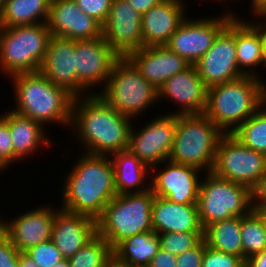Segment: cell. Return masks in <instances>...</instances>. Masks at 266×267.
Segmentation results:
<instances>
[{"instance_id": "cell-28", "label": "cell", "mask_w": 266, "mask_h": 267, "mask_svg": "<svg viewBox=\"0 0 266 267\" xmlns=\"http://www.w3.org/2000/svg\"><path fill=\"white\" fill-rule=\"evenodd\" d=\"M159 248L158 233L148 231L122 240L112 249V253L132 267H148Z\"/></svg>"}, {"instance_id": "cell-5", "label": "cell", "mask_w": 266, "mask_h": 267, "mask_svg": "<svg viewBox=\"0 0 266 267\" xmlns=\"http://www.w3.org/2000/svg\"><path fill=\"white\" fill-rule=\"evenodd\" d=\"M224 133L205 115H177L169 160L211 172L217 146Z\"/></svg>"}, {"instance_id": "cell-44", "label": "cell", "mask_w": 266, "mask_h": 267, "mask_svg": "<svg viewBox=\"0 0 266 267\" xmlns=\"http://www.w3.org/2000/svg\"><path fill=\"white\" fill-rule=\"evenodd\" d=\"M258 18L263 19V20L266 19L265 17H258ZM257 22L255 23L254 21L253 23H251V21H249L248 23L258 32L260 36L261 44H262V53H263L264 62L266 65V22L263 21L265 24L261 23L260 21H257Z\"/></svg>"}, {"instance_id": "cell-35", "label": "cell", "mask_w": 266, "mask_h": 267, "mask_svg": "<svg viewBox=\"0 0 266 267\" xmlns=\"http://www.w3.org/2000/svg\"><path fill=\"white\" fill-rule=\"evenodd\" d=\"M24 252L27 253L39 267H53L64 259L52 240L32 246Z\"/></svg>"}, {"instance_id": "cell-8", "label": "cell", "mask_w": 266, "mask_h": 267, "mask_svg": "<svg viewBox=\"0 0 266 267\" xmlns=\"http://www.w3.org/2000/svg\"><path fill=\"white\" fill-rule=\"evenodd\" d=\"M97 94L117 112L131 119L159 101L158 90L127 57H120L115 62L106 86Z\"/></svg>"}, {"instance_id": "cell-42", "label": "cell", "mask_w": 266, "mask_h": 267, "mask_svg": "<svg viewBox=\"0 0 266 267\" xmlns=\"http://www.w3.org/2000/svg\"><path fill=\"white\" fill-rule=\"evenodd\" d=\"M177 256L159 248L157 254L150 261L148 267H176Z\"/></svg>"}, {"instance_id": "cell-30", "label": "cell", "mask_w": 266, "mask_h": 267, "mask_svg": "<svg viewBox=\"0 0 266 267\" xmlns=\"http://www.w3.org/2000/svg\"><path fill=\"white\" fill-rule=\"evenodd\" d=\"M241 217H232L212 223L204 229L207 246L243 259Z\"/></svg>"}, {"instance_id": "cell-46", "label": "cell", "mask_w": 266, "mask_h": 267, "mask_svg": "<svg viewBox=\"0 0 266 267\" xmlns=\"http://www.w3.org/2000/svg\"><path fill=\"white\" fill-rule=\"evenodd\" d=\"M252 12L255 17H266V0H251Z\"/></svg>"}, {"instance_id": "cell-9", "label": "cell", "mask_w": 266, "mask_h": 267, "mask_svg": "<svg viewBox=\"0 0 266 267\" xmlns=\"http://www.w3.org/2000/svg\"><path fill=\"white\" fill-rule=\"evenodd\" d=\"M200 182L197 209L200 223L205 229L214 222L242 217L251 210L250 189L239 183L206 172Z\"/></svg>"}, {"instance_id": "cell-16", "label": "cell", "mask_w": 266, "mask_h": 267, "mask_svg": "<svg viewBox=\"0 0 266 267\" xmlns=\"http://www.w3.org/2000/svg\"><path fill=\"white\" fill-rule=\"evenodd\" d=\"M51 83L74 97L89 95L75 72V40L51 36L39 70Z\"/></svg>"}, {"instance_id": "cell-23", "label": "cell", "mask_w": 266, "mask_h": 267, "mask_svg": "<svg viewBox=\"0 0 266 267\" xmlns=\"http://www.w3.org/2000/svg\"><path fill=\"white\" fill-rule=\"evenodd\" d=\"M184 3L182 0H164L141 16L143 47L167 44L187 17Z\"/></svg>"}, {"instance_id": "cell-15", "label": "cell", "mask_w": 266, "mask_h": 267, "mask_svg": "<svg viewBox=\"0 0 266 267\" xmlns=\"http://www.w3.org/2000/svg\"><path fill=\"white\" fill-rule=\"evenodd\" d=\"M141 16L127 0L112 1L102 36L120 57L143 47Z\"/></svg>"}, {"instance_id": "cell-32", "label": "cell", "mask_w": 266, "mask_h": 267, "mask_svg": "<svg viewBox=\"0 0 266 267\" xmlns=\"http://www.w3.org/2000/svg\"><path fill=\"white\" fill-rule=\"evenodd\" d=\"M243 260L266 250V223L258 211L251 210L241 217Z\"/></svg>"}, {"instance_id": "cell-6", "label": "cell", "mask_w": 266, "mask_h": 267, "mask_svg": "<svg viewBox=\"0 0 266 267\" xmlns=\"http://www.w3.org/2000/svg\"><path fill=\"white\" fill-rule=\"evenodd\" d=\"M152 190L143 193L116 195L96 220L97 234L113 249L122 240L152 228Z\"/></svg>"}, {"instance_id": "cell-1", "label": "cell", "mask_w": 266, "mask_h": 267, "mask_svg": "<svg viewBox=\"0 0 266 267\" xmlns=\"http://www.w3.org/2000/svg\"><path fill=\"white\" fill-rule=\"evenodd\" d=\"M70 126L84 145L83 153L109 156L128 149L133 125L93 91L74 98Z\"/></svg>"}, {"instance_id": "cell-4", "label": "cell", "mask_w": 266, "mask_h": 267, "mask_svg": "<svg viewBox=\"0 0 266 267\" xmlns=\"http://www.w3.org/2000/svg\"><path fill=\"white\" fill-rule=\"evenodd\" d=\"M264 83L245 75L208 88L204 114L224 134H231L266 102Z\"/></svg>"}, {"instance_id": "cell-48", "label": "cell", "mask_w": 266, "mask_h": 267, "mask_svg": "<svg viewBox=\"0 0 266 267\" xmlns=\"http://www.w3.org/2000/svg\"><path fill=\"white\" fill-rule=\"evenodd\" d=\"M104 267H132L128 263L118 260L112 255L107 261Z\"/></svg>"}, {"instance_id": "cell-25", "label": "cell", "mask_w": 266, "mask_h": 267, "mask_svg": "<svg viewBox=\"0 0 266 267\" xmlns=\"http://www.w3.org/2000/svg\"><path fill=\"white\" fill-rule=\"evenodd\" d=\"M7 122L12 138L14 162L22 160L39 149V147H50V138L45 135V127L41 123L20 115L12 110L1 115Z\"/></svg>"}, {"instance_id": "cell-12", "label": "cell", "mask_w": 266, "mask_h": 267, "mask_svg": "<svg viewBox=\"0 0 266 267\" xmlns=\"http://www.w3.org/2000/svg\"><path fill=\"white\" fill-rule=\"evenodd\" d=\"M223 16L198 19L185 18L172 34L166 46L191 65H194L213 45L218 34L234 17L225 12Z\"/></svg>"}, {"instance_id": "cell-22", "label": "cell", "mask_w": 266, "mask_h": 267, "mask_svg": "<svg viewBox=\"0 0 266 267\" xmlns=\"http://www.w3.org/2000/svg\"><path fill=\"white\" fill-rule=\"evenodd\" d=\"M96 234L95 219L62 208L55 212L51 240L64 259L71 258Z\"/></svg>"}, {"instance_id": "cell-13", "label": "cell", "mask_w": 266, "mask_h": 267, "mask_svg": "<svg viewBox=\"0 0 266 267\" xmlns=\"http://www.w3.org/2000/svg\"><path fill=\"white\" fill-rule=\"evenodd\" d=\"M236 15L218 34L211 48L194 64L207 88L245 76L236 58Z\"/></svg>"}, {"instance_id": "cell-29", "label": "cell", "mask_w": 266, "mask_h": 267, "mask_svg": "<svg viewBox=\"0 0 266 267\" xmlns=\"http://www.w3.org/2000/svg\"><path fill=\"white\" fill-rule=\"evenodd\" d=\"M50 4L51 0H7L0 10V27L47 23Z\"/></svg>"}, {"instance_id": "cell-2", "label": "cell", "mask_w": 266, "mask_h": 267, "mask_svg": "<svg viewBox=\"0 0 266 267\" xmlns=\"http://www.w3.org/2000/svg\"><path fill=\"white\" fill-rule=\"evenodd\" d=\"M64 180L62 209L97 220L117 193L109 156L84 153Z\"/></svg>"}, {"instance_id": "cell-38", "label": "cell", "mask_w": 266, "mask_h": 267, "mask_svg": "<svg viewBox=\"0 0 266 267\" xmlns=\"http://www.w3.org/2000/svg\"><path fill=\"white\" fill-rule=\"evenodd\" d=\"M82 12L93 17L101 25L105 23L113 0H74Z\"/></svg>"}, {"instance_id": "cell-34", "label": "cell", "mask_w": 266, "mask_h": 267, "mask_svg": "<svg viewBox=\"0 0 266 267\" xmlns=\"http://www.w3.org/2000/svg\"><path fill=\"white\" fill-rule=\"evenodd\" d=\"M160 248L179 256L196 246L204 236V232H170L158 234Z\"/></svg>"}, {"instance_id": "cell-45", "label": "cell", "mask_w": 266, "mask_h": 267, "mask_svg": "<svg viewBox=\"0 0 266 267\" xmlns=\"http://www.w3.org/2000/svg\"><path fill=\"white\" fill-rule=\"evenodd\" d=\"M245 267H266V250L253 254L247 258Z\"/></svg>"}, {"instance_id": "cell-41", "label": "cell", "mask_w": 266, "mask_h": 267, "mask_svg": "<svg viewBox=\"0 0 266 267\" xmlns=\"http://www.w3.org/2000/svg\"><path fill=\"white\" fill-rule=\"evenodd\" d=\"M250 194L252 210L266 207V173L250 189Z\"/></svg>"}, {"instance_id": "cell-47", "label": "cell", "mask_w": 266, "mask_h": 267, "mask_svg": "<svg viewBox=\"0 0 266 267\" xmlns=\"http://www.w3.org/2000/svg\"><path fill=\"white\" fill-rule=\"evenodd\" d=\"M18 267H39L25 252H19Z\"/></svg>"}, {"instance_id": "cell-50", "label": "cell", "mask_w": 266, "mask_h": 267, "mask_svg": "<svg viewBox=\"0 0 266 267\" xmlns=\"http://www.w3.org/2000/svg\"><path fill=\"white\" fill-rule=\"evenodd\" d=\"M256 211H258L260 213V215L264 218L265 223H266V207L264 208H259Z\"/></svg>"}, {"instance_id": "cell-3", "label": "cell", "mask_w": 266, "mask_h": 267, "mask_svg": "<svg viewBox=\"0 0 266 267\" xmlns=\"http://www.w3.org/2000/svg\"><path fill=\"white\" fill-rule=\"evenodd\" d=\"M16 99L15 109L43 126L58 123L70 125L74 96L51 83L40 71L10 76Z\"/></svg>"}, {"instance_id": "cell-51", "label": "cell", "mask_w": 266, "mask_h": 267, "mask_svg": "<svg viewBox=\"0 0 266 267\" xmlns=\"http://www.w3.org/2000/svg\"><path fill=\"white\" fill-rule=\"evenodd\" d=\"M6 1L7 0H0V10L3 8Z\"/></svg>"}, {"instance_id": "cell-40", "label": "cell", "mask_w": 266, "mask_h": 267, "mask_svg": "<svg viewBox=\"0 0 266 267\" xmlns=\"http://www.w3.org/2000/svg\"><path fill=\"white\" fill-rule=\"evenodd\" d=\"M19 250L9 237L0 231V267H18Z\"/></svg>"}, {"instance_id": "cell-26", "label": "cell", "mask_w": 266, "mask_h": 267, "mask_svg": "<svg viewBox=\"0 0 266 267\" xmlns=\"http://www.w3.org/2000/svg\"><path fill=\"white\" fill-rule=\"evenodd\" d=\"M109 157H112L114 185L117 195L143 193L151 189V182L146 186L147 182L144 179L147 178L146 176L151 168L129 149L113 153Z\"/></svg>"}, {"instance_id": "cell-36", "label": "cell", "mask_w": 266, "mask_h": 267, "mask_svg": "<svg viewBox=\"0 0 266 267\" xmlns=\"http://www.w3.org/2000/svg\"><path fill=\"white\" fill-rule=\"evenodd\" d=\"M202 267H245V261L236 255L206 246Z\"/></svg>"}, {"instance_id": "cell-18", "label": "cell", "mask_w": 266, "mask_h": 267, "mask_svg": "<svg viewBox=\"0 0 266 267\" xmlns=\"http://www.w3.org/2000/svg\"><path fill=\"white\" fill-rule=\"evenodd\" d=\"M47 25L51 36L90 40L102 36V25L82 12L74 0H51Z\"/></svg>"}, {"instance_id": "cell-31", "label": "cell", "mask_w": 266, "mask_h": 267, "mask_svg": "<svg viewBox=\"0 0 266 267\" xmlns=\"http://www.w3.org/2000/svg\"><path fill=\"white\" fill-rule=\"evenodd\" d=\"M231 135L246 147L266 155V102Z\"/></svg>"}, {"instance_id": "cell-39", "label": "cell", "mask_w": 266, "mask_h": 267, "mask_svg": "<svg viewBox=\"0 0 266 267\" xmlns=\"http://www.w3.org/2000/svg\"><path fill=\"white\" fill-rule=\"evenodd\" d=\"M207 243L203 238L196 246L176 258V267H202V260Z\"/></svg>"}, {"instance_id": "cell-43", "label": "cell", "mask_w": 266, "mask_h": 267, "mask_svg": "<svg viewBox=\"0 0 266 267\" xmlns=\"http://www.w3.org/2000/svg\"><path fill=\"white\" fill-rule=\"evenodd\" d=\"M163 1L164 0H127V2L130 3L131 6L141 15Z\"/></svg>"}, {"instance_id": "cell-24", "label": "cell", "mask_w": 266, "mask_h": 267, "mask_svg": "<svg viewBox=\"0 0 266 267\" xmlns=\"http://www.w3.org/2000/svg\"><path fill=\"white\" fill-rule=\"evenodd\" d=\"M152 228L160 233L204 232L200 223L197 204H179L159 196L152 205Z\"/></svg>"}, {"instance_id": "cell-52", "label": "cell", "mask_w": 266, "mask_h": 267, "mask_svg": "<svg viewBox=\"0 0 266 267\" xmlns=\"http://www.w3.org/2000/svg\"><path fill=\"white\" fill-rule=\"evenodd\" d=\"M2 221L3 219L0 220V231L2 230Z\"/></svg>"}, {"instance_id": "cell-27", "label": "cell", "mask_w": 266, "mask_h": 267, "mask_svg": "<svg viewBox=\"0 0 266 267\" xmlns=\"http://www.w3.org/2000/svg\"><path fill=\"white\" fill-rule=\"evenodd\" d=\"M236 58L240 71L259 78L253 69L265 65L262 44L258 32L248 23L236 17ZM256 67V68H255ZM250 69V70H249Z\"/></svg>"}, {"instance_id": "cell-17", "label": "cell", "mask_w": 266, "mask_h": 267, "mask_svg": "<svg viewBox=\"0 0 266 267\" xmlns=\"http://www.w3.org/2000/svg\"><path fill=\"white\" fill-rule=\"evenodd\" d=\"M167 163V164H166ZM166 168L159 172L151 180V190L154 195L166 198L179 204H197L200 190V169L172 161L165 160L161 163Z\"/></svg>"}, {"instance_id": "cell-10", "label": "cell", "mask_w": 266, "mask_h": 267, "mask_svg": "<svg viewBox=\"0 0 266 267\" xmlns=\"http://www.w3.org/2000/svg\"><path fill=\"white\" fill-rule=\"evenodd\" d=\"M211 172L251 189L266 173V155L246 147L231 134H224Z\"/></svg>"}, {"instance_id": "cell-14", "label": "cell", "mask_w": 266, "mask_h": 267, "mask_svg": "<svg viewBox=\"0 0 266 267\" xmlns=\"http://www.w3.org/2000/svg\"><path fill=\"white\" fill-rule=\"evenodd\" d=\"M119 58L103 36L75 40V72L78 80L89 90V95L93 94L91 91L95 86L103 83V88L106 86L113 65Z\"/></svg>"}, {"instance_id": "cell-19", "label": "cell", "mask_w": 266, "mask_h": 267, "mask_svg": "<svg viewBox=\"0 0 266 267\" xmlns=\"http://www.w3.org/2000/svg\"><path fill=\"white\" fill-rule=\"evenodd\" d=\"M207 87L200 79L195 65L169 78L158 90V100L170 99L181 109L176 115L204 114L207 104ZM164 97V98H163Z\"/></svg>"}, {"instance_id": "cell-33", "label": "cell", "mask_w": 266, "mask_h": 267, "mask_svg": "<svg viewBox=\"0 0 266 267\" xmlns=\"http://www.w3.org/2000/svg\"><path fill=\"white\" fill-rule=\"evenodd\" d=\"M112 255L110 244L96 234L68 261L70 267H104Z\"/></svg>"}, {"instance_id": "cell-11", "label": "cell", "mask_w": 266, "mask_h": 267, "mask_svg": "<svg viewBox=\"0 0 266 267\" xmlns=\"http://www.w3.org/2000/svg\"><path fill=\"white\" fill-rule=\"evenodd\" d=\"M176 114H162L145 123L138 132L131 127L128 149L157 173L158 166L169 159L175 139Z\"/></svg>"}, {"instance_id": "cell-21", "label": "cell", "mask_w": 266, "mask_h": 267, "mask_svg": "<svg viewBox=\"0 0 266 267\" xmlns=\"http://www.w3.org/2000/svg\"><path fill=\"white\" fill-rule=\"evenodd\" d=\"M127 58L157 90L169 78L191 65L166 45L142 47L131 52Z\"/></svg>"}, {"instance_id": "cell-7", "label": "cell", "mask_w": 266, "mask_h": 267, "mask_svg": "<svg viewBox=\"0 0 266 267\" xmlns=\"http://www.w3.org/2000/svg\"><path fill=\"white\" fill-rule=\"evenodd\" d=\"M50 37L47 23L0 27V71L9 77L39 71Z\"/></svg>"}, {"instance_id": "cell-37", "label": "cell", "mask_w": 266, "mask_h": 267, "mask_svg": "<svg viewBox=\"0 0 266 267\" xmlns=\"http://www.w3.org/2000/svg\"><path fill=\"white\" fill-rule=\"evenodd\" d=\"M14 162V151L8 122L0 116V171Z\"/></svg>"}, {"instance_id": "cell-20", "label": "cell", "mask_w": 266, "mask_h": 267, "mask_svg": "<svg viewBox=\"0 0 266 267\" xmlns=\"http://www.w3.org/2000/svg\"><path fill=\"white\" fill-rule=\"evenodd\" d=\"M46 206L21 213L12 220L2 221V231L20 252L51 240L52 224L57 210Z\"/></svg>"}, {"instance_id": "cell-49", "label": "cell", "mask_w": 266, "mask_h": 267, "mask_svg": "<svg viewBox=\"0 0 266 267\" xmlns=\"http://www.w3.org/2000/svg\"><path fill=\"white\" fill-rule=\"evenodd\" d=\"M53 267H70L68 259H62L60 262H58Z\"/></svg>"}]
</instances>
